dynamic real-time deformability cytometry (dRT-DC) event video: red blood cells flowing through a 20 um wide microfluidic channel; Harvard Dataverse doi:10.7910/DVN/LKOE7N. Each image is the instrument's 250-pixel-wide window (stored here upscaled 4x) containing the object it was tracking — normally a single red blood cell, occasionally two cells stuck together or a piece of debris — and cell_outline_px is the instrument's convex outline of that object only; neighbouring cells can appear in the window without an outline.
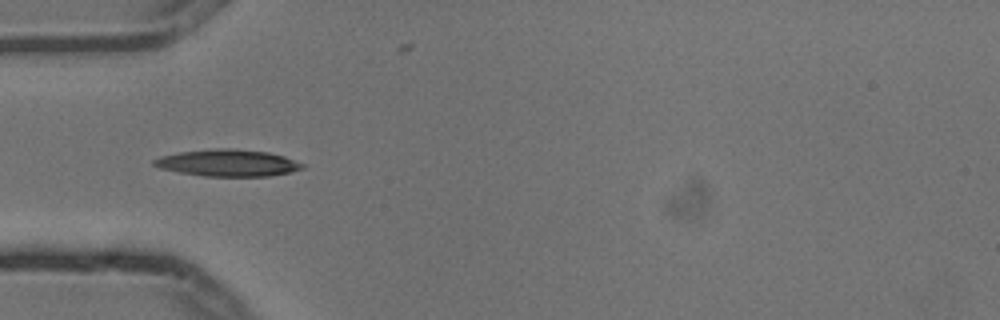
{"species": "common noctule bat (a hibernating species)", "species_latin": "Nyctalus noctula", "temperature_condition": "cold", "stored_images_in_passage": 11, "camera_frame_rate_fps": 3000, "um_per_image_px": 0.085, "animal": {"sex": "male", "body_mass_g": 13.3}, "frame": {"image": 1, "passage_image": 5, "time_ms": 1.333, "image_size_px": [1000, 320], "cell_outline_px": [[304, 168], [288, 172], [268, 176], [204, 176], [180, 172], [160, 168], [152, 164], [152, 160], [160, 156], [180, 152], [212, 148], [232, 148], [268, 152], [284, 156], [304, 164]], "centroid_in_image_um": [19.34, 13.84], "position_along_channel_um": 65.7, "area_um2": 23.12}}
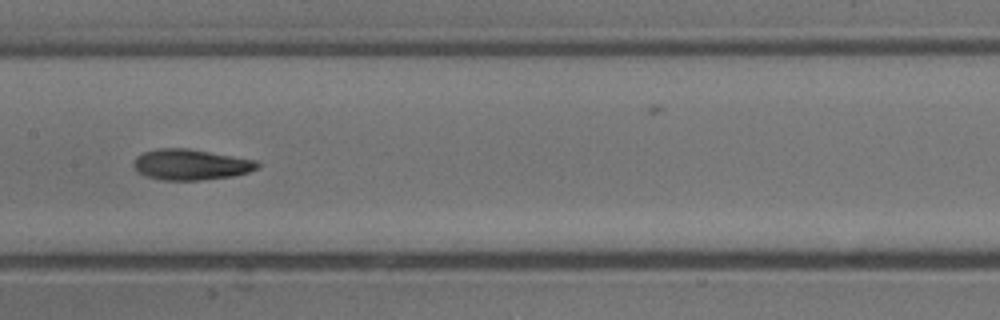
{"frame": {"image": 2, "passage_image": 8, "time_ms": 2.333, "image_size_px": [1000, 320], "cell_outline_px": [[260, 168], [248, 172], [232, 176], [200, 180], [164, 180], [148, 176], [136, 172], [132, 164], [136, 156], [144, 152], [156, 148], [188, 148], [260, 160]], "centroid_in_image_um": [16.25, 13.97], "position_along_channel_um": 191.2, "area_um2": 22.48}}
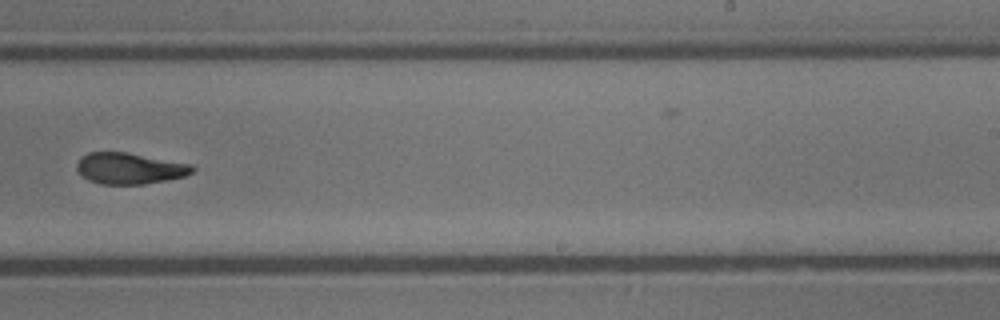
{"frame": {"image": 3, "passage_image": 10, "time_ms": 3.0, "image_size_px": [1000, 320], "cell_outline_px": [[196, 168], [192, 172], [184, 176], [144, 184], [100, 184], [88, 180], [80, 176], [76, 168], [76, 164], [88, 152], [124, 152], [192, 164]], "centroid_in_image_um": [10.99, 14.32], "position_along_channel_um": 278.0, "area_um2": 20.87}}